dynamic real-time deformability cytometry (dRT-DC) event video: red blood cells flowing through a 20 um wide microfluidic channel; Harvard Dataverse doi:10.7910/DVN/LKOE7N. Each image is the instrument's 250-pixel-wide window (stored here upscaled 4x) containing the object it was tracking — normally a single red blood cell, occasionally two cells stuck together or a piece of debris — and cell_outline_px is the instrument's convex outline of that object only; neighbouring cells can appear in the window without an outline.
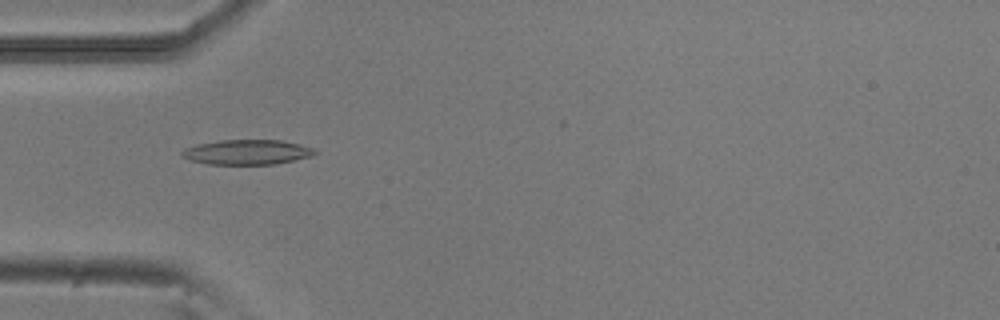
{"species": "common noctule bat (a hibernating species)", "species_latin": "Nyctalus noctula", "temperature_condition": "room temperature", "stored_images_in_passage": 7, "camera_frame_rate_fps": 3000, "um_per_image_px": 0.085, "animal": {"sex": "male", "body_mass_g": 20.5, "forearm_length_mm": 52.5}, "frame": {"image": 1, "passage_image": 4, "time_ms": 1.0, "image_size_px": [1000, 320], "cell_outline_px": [[316, 152], [312, 156], [272, 164], [208, 164], [192, 160], [180, 156], [180, 152], [184, 148], [196, 144], [220, 140], [280, 140], [300, 144], [316, 148]], "centroid_in_image_um": [20.97, 12.92], "position_along_channel_um": 64.0, "area_um2": 19.25}}
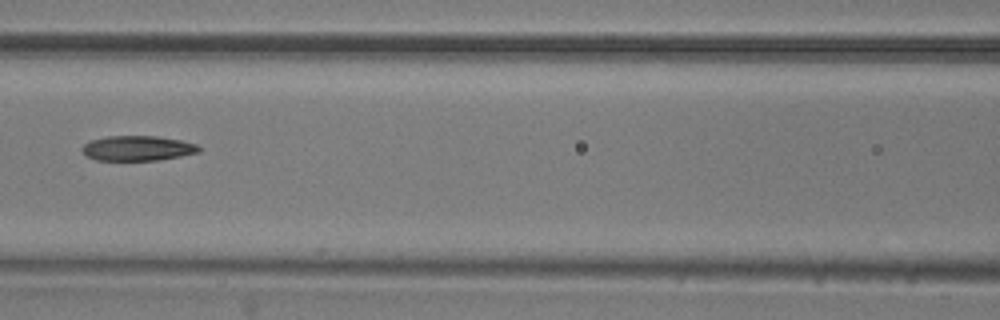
{"frame": {"image": 2, "passage_image": 6, "time_ms": 1.667, "image_size_px": [1000, 320], "cell_outline_px": [[200, 152], [180, 156], [156, 160], [96, 160], [88, 156], [80, 148], [84, 144], [92, 140], [108, 136], [160, 136], [180, 140], [196, 144], [200, 148]], "centroid_in_image_um": [11.7, 12.59], "position_along_channel_um": 154.9, "area_um2": 16.88}}
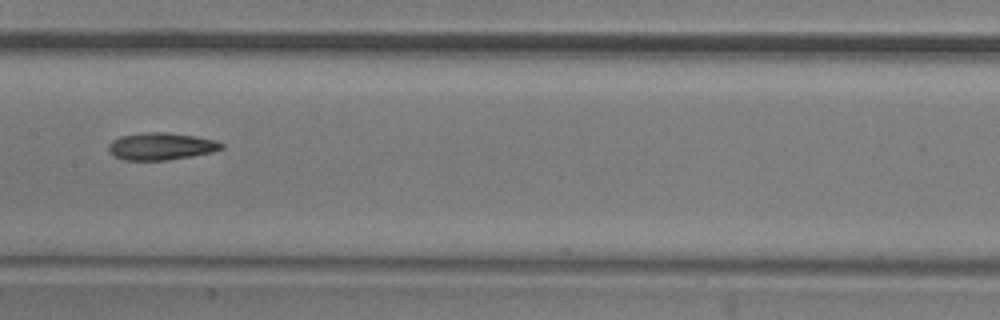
{"frame": {"image": 3, "passage_image": 7, "time_ms": 2.0, "image_size_px": [1000, 320], "cell_outline_px": [[224, 148], [212, 152], [192, 156], [164, 160], [124, 160], [108, 152], [108, 144], [112, 140], [120, 136], [140, 132], [168, 132], [196, 136], [216, 140], [224, 144]], "centroid_in_image_um": [13.69, 12.42], "position_along_channel_um": 193.7, "area_um2": 18.09}}